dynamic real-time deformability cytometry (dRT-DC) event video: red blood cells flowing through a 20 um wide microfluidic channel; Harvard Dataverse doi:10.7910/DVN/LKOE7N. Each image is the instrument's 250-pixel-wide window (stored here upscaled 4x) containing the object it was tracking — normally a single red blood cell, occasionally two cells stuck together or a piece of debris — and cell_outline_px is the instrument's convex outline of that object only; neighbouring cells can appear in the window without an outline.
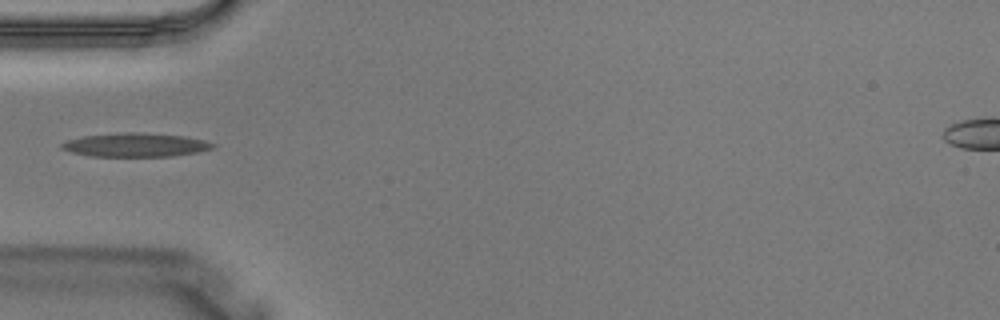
{"species": "Egyptian fruit bat (a non-hibernating species)", "species_latin": "Rousettus aegyptiacus", "temperature_condition": "warm", "stored_images_in_passage": 5, "camera_frame_rate_fps": 3000, "um_per_image_px": 0.085, "animal": {"sex": "male"}, "frame": {"image": 1, "passage_image": 5, "time_ms": 1.333, "image_size_px": [1000, 320], "cell_outline_px": [[216, 144], [212, 148], [200, 152], [172, 156], [92, 156], [72, 152], [60, 148], [60, 144], [64, 140], [84, 136], [124, 132], [136, 132], [184, 136], [204, 140]], "centroid_in_image_um": [11.51, 12.31], "position_along_channel_um": 73.5, "area_um2": 20.87}}